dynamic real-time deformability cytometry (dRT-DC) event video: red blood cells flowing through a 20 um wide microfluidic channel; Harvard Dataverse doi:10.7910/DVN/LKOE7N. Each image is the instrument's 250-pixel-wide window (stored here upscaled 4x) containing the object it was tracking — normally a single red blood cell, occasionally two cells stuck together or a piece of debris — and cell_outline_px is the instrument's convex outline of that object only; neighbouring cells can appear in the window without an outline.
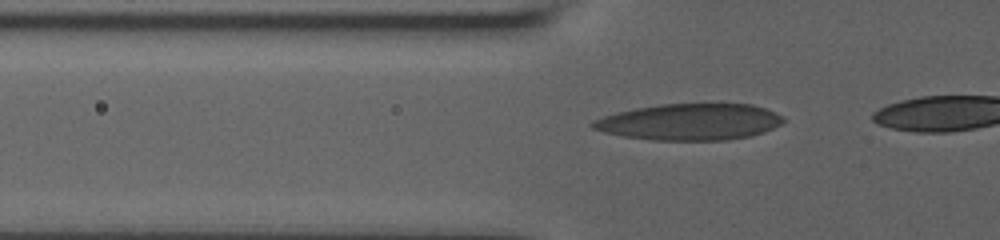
{"species": "human", "species_latin": "Homo sapiens", "temperature_condition": "room temperature", "stored_images_in_passage": 20, "camera_frame_rate_fps": 3000, "um_per_image_px": 0.085, "donor": {"sex": "male"}, "frame": {"image": 1, "passage_image": 3, "time_ms": 0.667, "image_size_px": [1000, 240], "cell_outline_px": [[784, 120], [780, 124], [764, 132], [752, 136], [724, 140], [652, 140], [624, 136], [604, 132], [592, 128], [588, 124], [592, 120], [616, 112], [636, 108], [660, 104], [752, 104], [776, 112], [784, 116]], "centroid_in_image_um": [58.62, 10.36], "position_along_channel_um": 67.2, "area_um2": 40.52}}
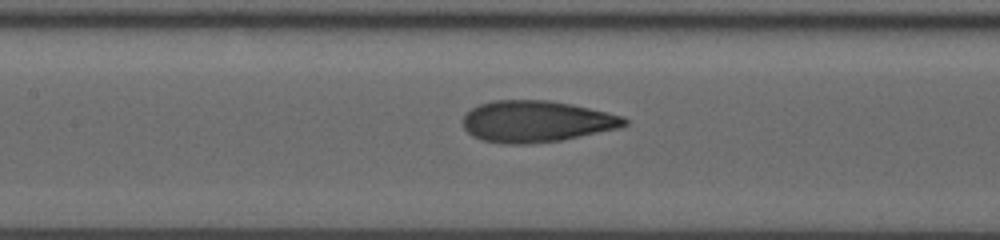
{"frame": {"image": 2, "passage_image": 11, "time_ms": 3.333, "image_size_px": [1000, 240], "cell_outline_px": [[628, 124], [620, 128], [560, 140], [528, 144], [504, 144], [480, 140], [472, 136], [464, 128], [460, 120], [472, 108], [480, 104], [492, 100], [548, 100], [572, 104], [624, 116], [628, 120]], "centroid_in_image_um": [45.57, 10.32], "position_along_channel_um": 161.8, "area_um2": 39.25}}
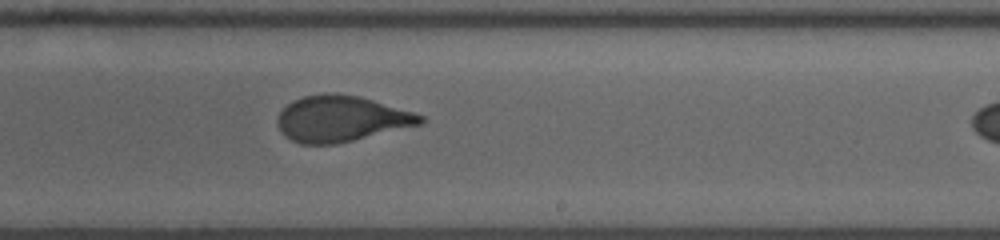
{"frame": {"image": 3, "passage_image": 19, "time_ms": 6.0, "image_size_px": [1000, 240], "cell_outline_px": [[424, 120], [420, 124], [336, 144], [300, 144], [284, 136], [280, 132], [276, 120], [280, 112], [292, 100], [304, 96], [328, 92], [336, 92], [360, 96], [412, 112], [424, 116]], "centroid_in_image_um": [28.94, 10.08], "position_along_channel_um": 260.1, "area_um2": 38.09}}